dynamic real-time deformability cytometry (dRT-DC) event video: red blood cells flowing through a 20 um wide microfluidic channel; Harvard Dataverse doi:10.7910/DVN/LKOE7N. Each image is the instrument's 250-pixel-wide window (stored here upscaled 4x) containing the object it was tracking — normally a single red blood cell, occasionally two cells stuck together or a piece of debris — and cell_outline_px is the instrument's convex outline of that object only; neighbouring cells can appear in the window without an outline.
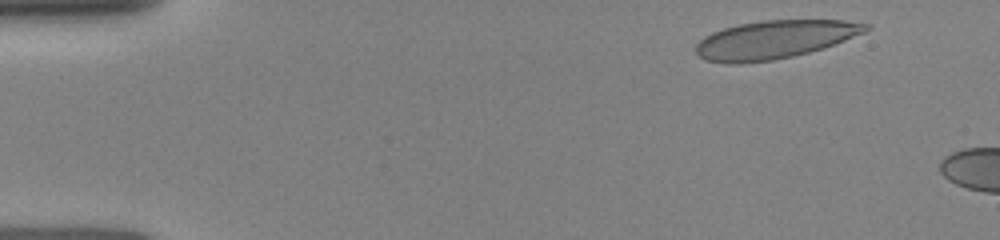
{"species": "human", "species_latin": "Homo sapiens", "temperature_condition": "room temperature", "stored_images_in_passage": 5, "camera_frame_rate_fps": 3000, "um_per_image_px": 0.085, "donor": {"sex": "female"}, "frame": {"image": 1, "passage_image": 2, "time_ms": 0.667, "image_size_px": [1000, 240], "cell_outline_px": [[872, 28], [864, 32], [844, 40], [808, 52], [792, 56], [772, 60], [736, 64], [728, 64], [704, 60], [696, 52], [696, 44], [704, 36], [712, 32], [724, 28], [740, 24], [764, 20], [844, 20], [872, 24]], "centroid_in_image_um": [65.82, 3.36], "position_along_channel_um": 19.2, "area_um2": 37.63}}